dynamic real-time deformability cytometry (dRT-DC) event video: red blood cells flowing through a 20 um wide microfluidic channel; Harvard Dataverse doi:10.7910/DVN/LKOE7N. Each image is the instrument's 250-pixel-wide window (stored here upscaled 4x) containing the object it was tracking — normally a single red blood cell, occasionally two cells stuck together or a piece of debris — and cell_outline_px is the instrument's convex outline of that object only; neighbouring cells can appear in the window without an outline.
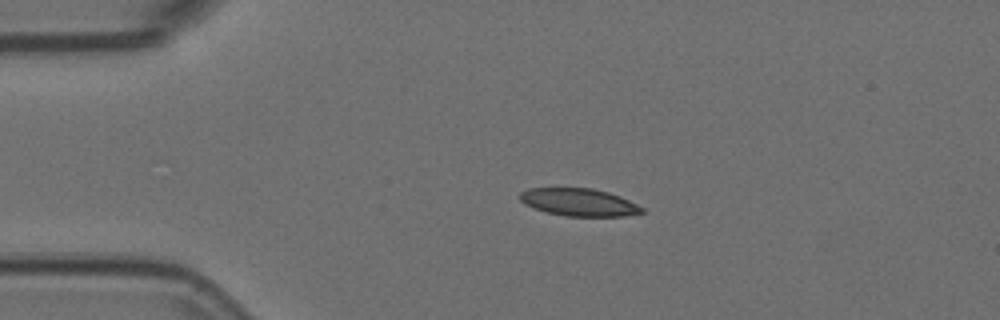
{"species": "Egyptian fruit bat (a non-hibernating species)", "species_latin": "Rousettus aegyptiacus", "temperature_condition": "room temperature", "stored_images_in_passage": 19, "camera_frame_rate_fps": 3000, "um_per_image_px": 0.085, "animal": {"sex": "female"}, "frame": {"image": 1, "passage_image": 1, "time_ms": 0.0, "image_size_px": [1000, 320], "cell_outline_px": [[644, 212], [624, 216], [564, 216], [544, 212], [532, 208], [524, 204], [520, 200], [520, 192], [528, 188], [592, 188], [608, 192], [620, 196], [644, 208]], "centroid_in_image_um": [49.17, 17.19], "position_along_channel_um": 35.8, "area_um2": 19.71}}
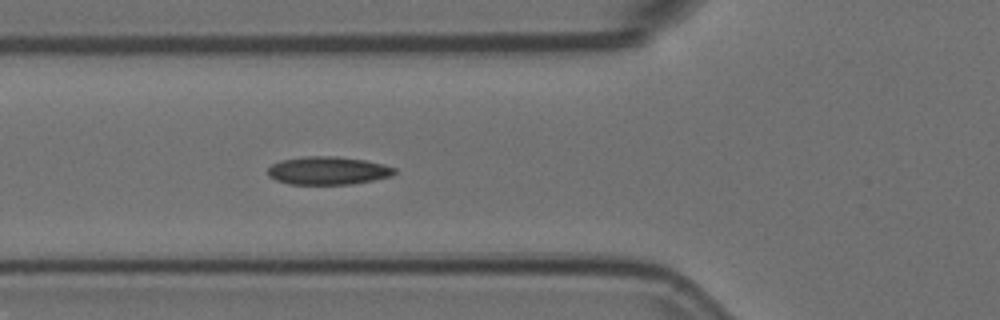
{"frame": {"image": 2, "passage_image": 9, "time_ms": 2.667, "image_size_px": [1000, 320], "cell_outline_px": [[396, 172], [392, 176], [352, 184], [288, 184], [276, 180], [268, 176], [268, 168], [272, 164], [280, 160], [304, 156], [336, 156], [364, 160], [384, 164], [396, 168]], "centroid_in_image_um": [27.87, 14.5], "position_along_channel_um": 97.9, "area_um2": 20.81}}
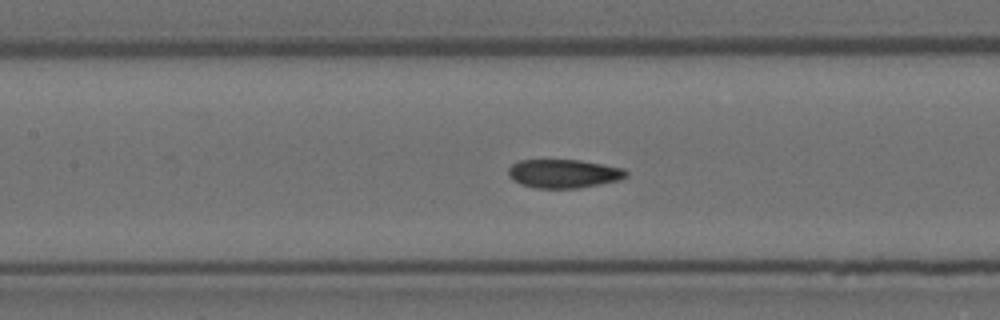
{"frame": {"image": 3, "passage_image": 14, "time_ms": 4.333, "image_size_px": [1000, 320], "cell_outline_px": [[628, 176], [620, 180], [580, 188], [536, 188], [520, 184], [512, 180], [508, 176], [508, 168], [512, 164], [520, 160], [580, 160], [624, 168], [628, 172]], "centroid_in_image_um": [47.91, 14.76], "position_along_channel_um": 159.5, "area_um2": 19.83}}